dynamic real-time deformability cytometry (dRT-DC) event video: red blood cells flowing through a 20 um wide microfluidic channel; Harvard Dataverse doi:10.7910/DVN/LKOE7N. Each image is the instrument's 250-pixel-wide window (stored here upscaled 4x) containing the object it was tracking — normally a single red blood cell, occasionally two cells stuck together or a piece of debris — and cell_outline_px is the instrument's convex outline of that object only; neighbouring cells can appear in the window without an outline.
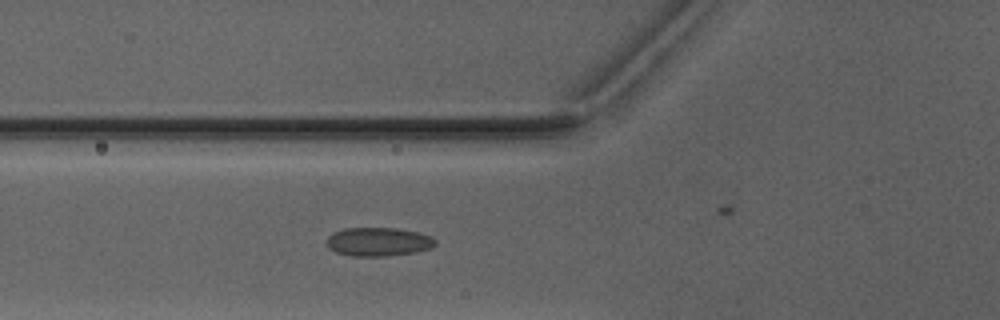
{"species": "Egyptian fruit bat (a non-hibernating species)", "species_latin": "Rousettus aegyptiacus", "temperature_condition": "warm", "stored_images_in_passage": 4, "camera_frame_rate_fps": 3000, "um_per_image_px": 0.085, "animal": {"sex": "male"}, "frame": {"image": 1, "passage_image": 4, "time_ms": 4.667, "image_size_px": [1000, 320], "cell_outline_px": [[436, 244], [432, 248], [416, 252], [388, 256], [352, 256], [336, 252], [328, 248], [324, 240], [328, 236], [344, 228], [396, 228], [416, 232], [432, 236], [436, 240]], "centroid_in_image_um": [32.16, 20.56], "position_along_channel_um": 93.6, "area_um2": 18.32}}